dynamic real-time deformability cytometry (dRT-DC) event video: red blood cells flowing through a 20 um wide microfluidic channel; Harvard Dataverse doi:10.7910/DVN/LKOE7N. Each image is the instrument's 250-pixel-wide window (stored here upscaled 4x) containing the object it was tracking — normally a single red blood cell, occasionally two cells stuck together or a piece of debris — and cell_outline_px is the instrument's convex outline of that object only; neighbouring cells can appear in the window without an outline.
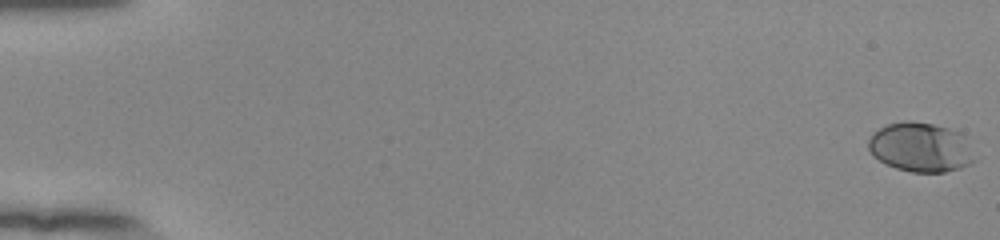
{"species": "human", "species_latin": "Homo sapiens", "temperature_condition": "room temperature", "stored_images_in_passage": 55, "camera_frame_rate_fps": 3000, "um_per_image_px": 0.085, "donor": {"sex": "female"}, "frame": {"image": 1, "passage_image": 1, "time_ms": 0.0, "image_size_px": [1000, 240], "cell_outline_px": [[976, 160], [972, 164], [960, 168], [944, 172], [912, 172], [896, 168], [884, 164], [868, 148], [868, 140], [872, 132], [888, 124], [908, 120], [912, 120], [932, 124], [948, 128], [960, 132], [964, 136]], "centroid_in_image_um": [78.25, 12.52], "position_along_channel_um": 6.7, "area_um2": 30.58}}
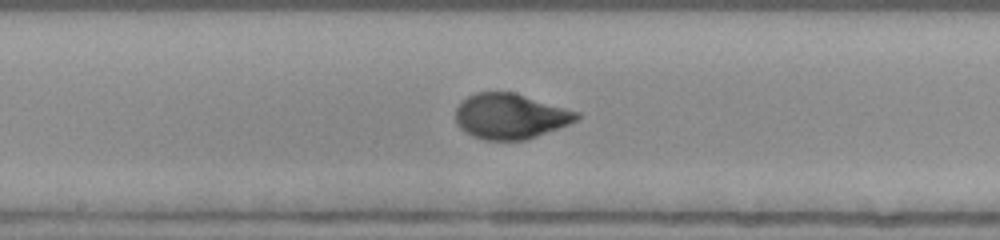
{"frame": {"image": 2, "passage_image": 31, "time_ms": 10.0, "image_size_px": [1000, 240], "cell_outline_px": [[580, 116], [576, 120], [568, 124], [536, 136], [524, 140], [484, 140], [472, 136], [460, 128], [456, 124], [456, 108], [460, 100], [476, 92], [516, 92], [580, 112]], "centroid_in_image_um": [43.35, 9.86], "position_along_channel_um": 204.9, "area_um2": 32.14}}
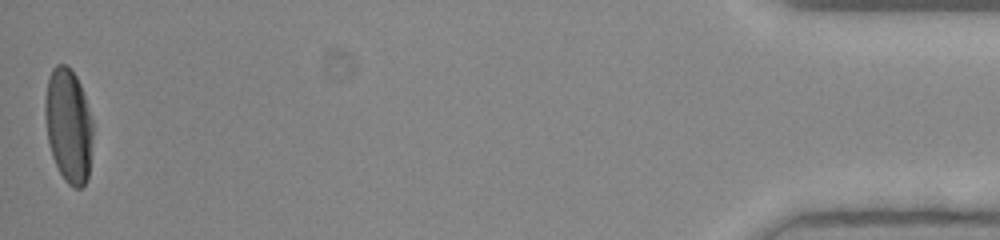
{"frame": {"image": 3, "passage_image": 55, "time_ms": 18.0, "image_size_px": [1000, 240], "cell_outline_px": [[92, 136], [88, 176], [84, 184], [80, 188], [76, 188], [68, 184], [64, 180], [52, 156], [48, 140], [44, 112], [44, 104], [48, 76], [52, 68], [56, 64], [68, 64], [76, 76], [80, 84], [92, 120]], "centroid_in_image_um": [5.8, 10.63], "position_along_channel_um": 429.4, "area_um2": 31.67}, "authors_computed_cell_mechanics": {"area_um2": 31.0964, "velocity_mm_per_s": 3.8805, "shape_relaxation_time_tau1_ms": 3.5449, "shape_relaxation_time_tau2_ms": null, "deformation_change_tau1": 0.184, "deformation_change_tau2": null}}